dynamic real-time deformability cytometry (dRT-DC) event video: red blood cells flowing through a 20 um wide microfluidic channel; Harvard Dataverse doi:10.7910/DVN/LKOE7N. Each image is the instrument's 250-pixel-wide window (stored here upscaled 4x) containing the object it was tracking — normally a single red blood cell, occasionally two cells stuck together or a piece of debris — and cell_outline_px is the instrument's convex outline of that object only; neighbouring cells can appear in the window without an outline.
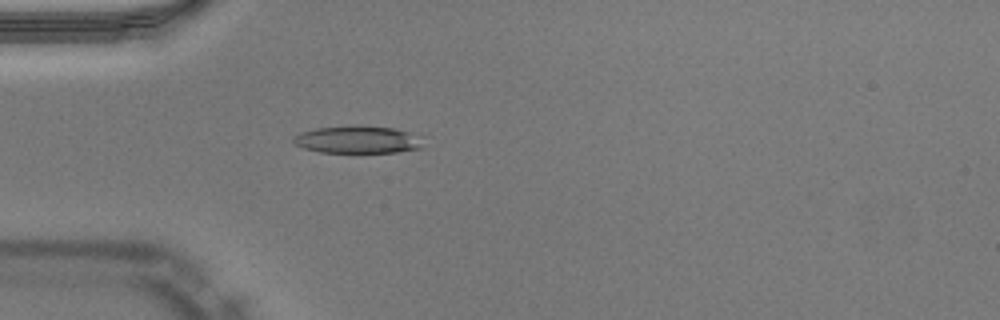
{"species": "Egyptian fruit bat (a non-hibernating species)", "species_latin": "Rousettus aegyptiacus", "temperature_condition": "warm", "stored_images_in_passage": 47, "camera_frame_rate_fps": 3000, "um_per_image_px": 0.085, "animal": {"sex": "male"}, "frame": {"image": 1, "passage_image": 12, "time_ms": 3.667, "image_size_px": [1000, 320], "cell_outline_px": [[424, 148], [396, 152], [320, 152], [304, 148], [292, 144], [292, 136], [300, 132], [316, 128], [352, 124], [356, 124], [396, 128], [424, 136]], "centroid_in_image_um": [30.45, 11.84], "position_along_channel_um": 54.6, "area_um2": 21.56}}
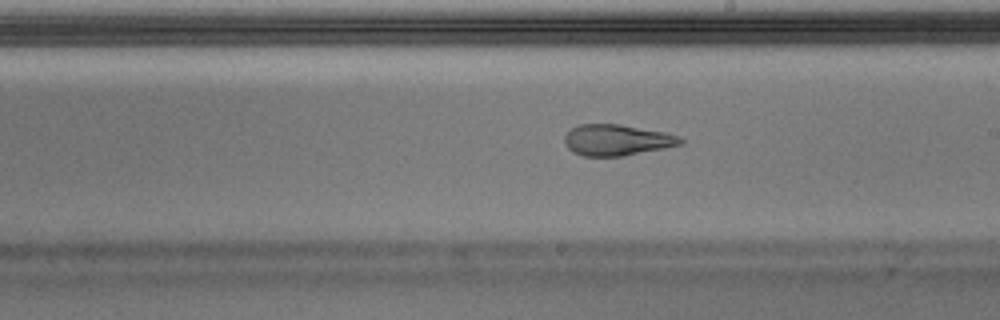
{"frame": {"image": 2, "passage_image": 26, "time_ms": 8.333, "image_size_px": [1000, 320], "cell_outline_px": [[684, 144], [624, 156], [584, 156], [572, 152], [564, 144], [564, 136], [572, 128], [580, 124], [620, 124], [664, 132], [680, 136], [684, 140]], "centroid_in_image_um": [52.44, 11.9], "position_along_channel_um": 236.6, "area_um2": 21.1}}
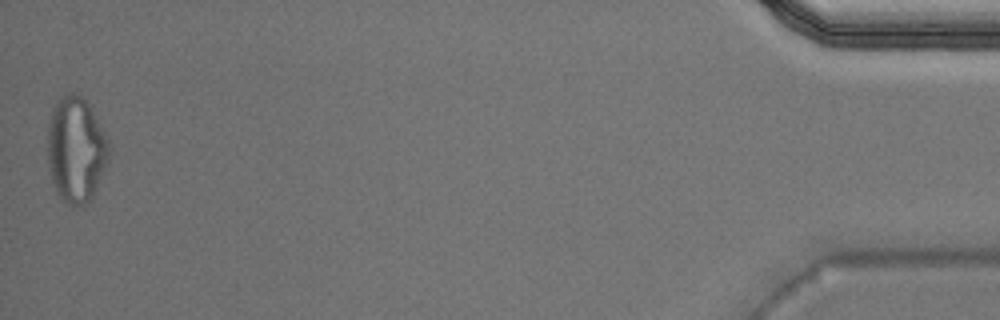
{"frame": {"image": 3, "passage_image": 47, "time_ms": 15.333, "image_size_px": [1000, 320], "cell_outline_px": [[112, 148], [108, 160], [92, 196], [84, 204], [68, 204], [56, 192], [48, 168], [48, 124], [52, 112], [56, 104], [64, 96], [72, 92], [80, 96], [92, 104]], "centroid_in_image_um": [6.49, 12.67], "position_along_channel_um": 428.7, "area_um2": 37.69}, "authors_computed_cell_mechanics": {"area_um2": 22.4264, "velocity_mm_per_s": 4.0409, "shape_relaxation_time_tau1_ms": null, "shape_relaxation_time_tau2_ms": 1.7107, "deformation_change_tau1": null, "deformation_change_tau2": 0.1027}}